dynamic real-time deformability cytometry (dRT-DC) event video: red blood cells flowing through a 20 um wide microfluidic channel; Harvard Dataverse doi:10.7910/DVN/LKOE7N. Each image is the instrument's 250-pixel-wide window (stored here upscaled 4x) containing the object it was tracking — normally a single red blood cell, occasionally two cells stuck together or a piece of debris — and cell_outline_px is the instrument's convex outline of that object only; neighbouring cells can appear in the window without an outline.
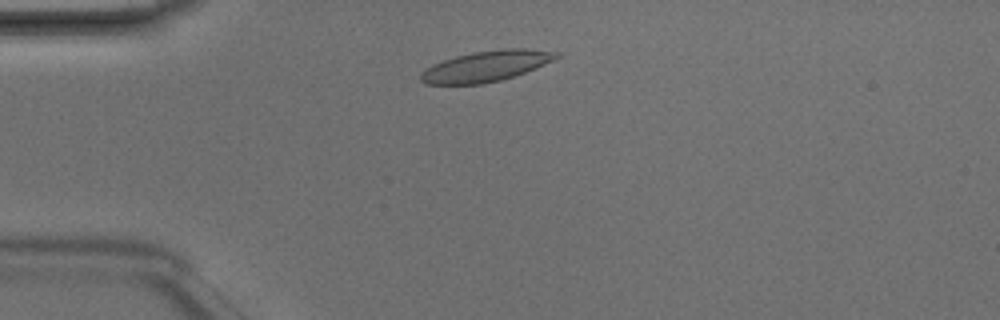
{"species": "Egyptian fruit bat (a non-hibernating species)", "species_latin": "Rousettus aegyptiacus", "temperature_condition": "room temperature", "stored_images_in_passage": 2, "camera_frame_rate_fps": 3000, "um_per_image_px": 0.085, "animal": {"sex": "male"}, "frame": {"image": 1, "passage_image": 2, "time_ms": 0.333, "image_size_px": [1000, 320], "cell_outline_px": [[564, 56], [524, 72], [500, 80], [484, 84], [424, 84], [420, 80], [420, 72], [432, 64], [456, 56], [472, 52], [504, 48], [524, 48], [560, 52]], "centroid_in_image_um": [41.32, 5.61], "position_along_channel_um": 43.7, "area_um2": 24.33}}